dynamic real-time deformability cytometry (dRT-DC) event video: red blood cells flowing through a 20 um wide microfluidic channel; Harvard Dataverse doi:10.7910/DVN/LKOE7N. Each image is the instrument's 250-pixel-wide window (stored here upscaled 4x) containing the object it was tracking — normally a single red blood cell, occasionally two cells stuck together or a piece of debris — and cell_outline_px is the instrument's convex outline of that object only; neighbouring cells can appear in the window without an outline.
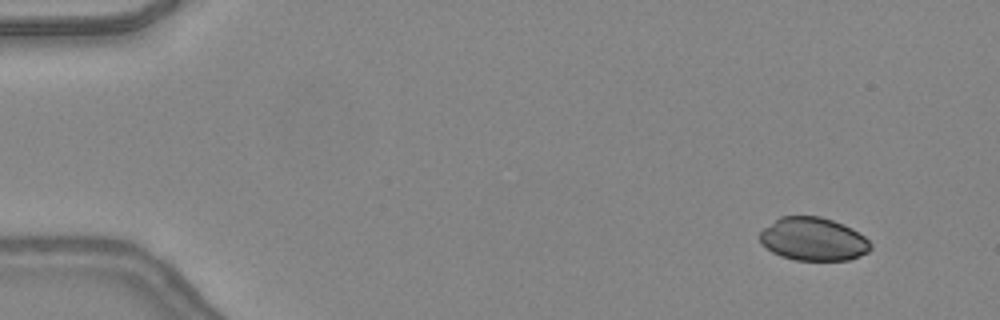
{"species": "common noctule bat (a hibernating species)", "species_latin": "Nyctalus noctula", "temperature_condition": "warm", "stored_images_in_passage": 48, "camera_frame_rate_fps": 3000, "um_per_image_px": 0.085, "animal": {"sex": "female", "body_mass_g": 24.6, "forearm_length_mm": 56.2}, "frame": {"image": 1, "passage_image": 5, "time_ms": 1.333, "image_size_px": [1000, 320], "cell_outline_px": [[872, 248], [868, 252], [860, 256], [848, 260], [796, 260], [780, 256], [772, 252], [760, 240], [760, 232], [764, 228], [780, 216], [820, 216], [832, 220], [852, 228], [864, 236], [872, 244]], "centroid_in_image_um": [69.15, 20.33], "position_along_channel_um": 15.8, "area_um2": 27.8}}
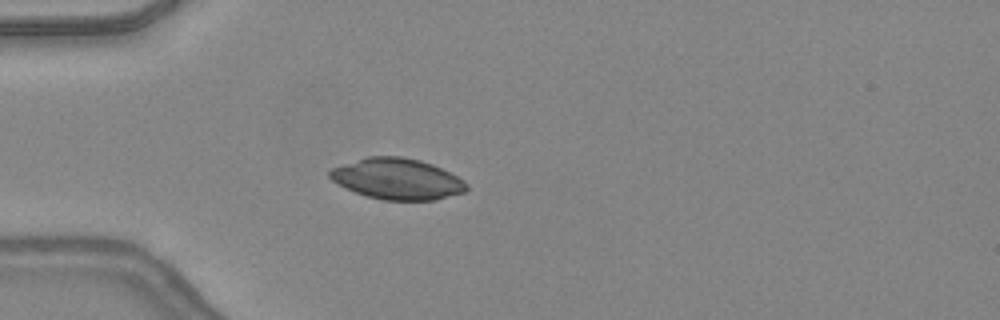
{"frame": {"image": 2, "passage_image": 15, "time_ms": 4.667, "image_size_px": [1000, 320], "cell_outline_px": [[468, 188], [464, 192], [436, 200], [384, 200], [368, 196], [356, 192], [332, 180], [328, 176], [328, 172], [332, 168], [368, 156], [400, 156], [420, 160], [432, 164], [464, 180], [468, 184]], "centroid_in_image_um": [33.79, 15.2], "position_along_channel_um": 51.2, "area_um2": 32.37}}
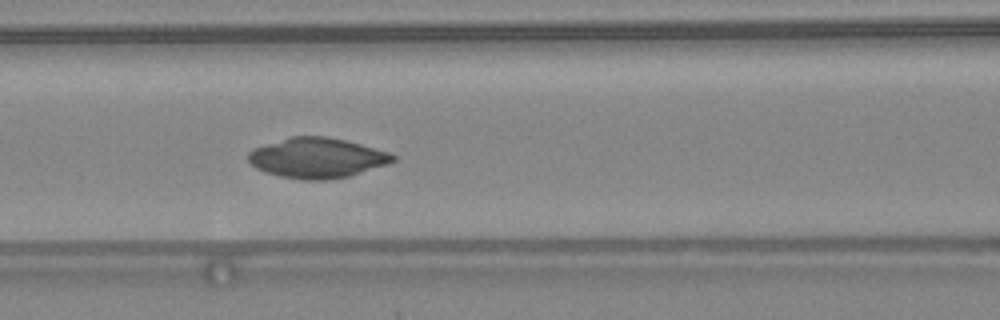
{"frame": {"image": 3, "passage_image": 22, "time_ms": 7.0, "image_size_px": [1000, 320], "cell_outline_px": [[396, 160], [388, 164], [352, 176], [324, 180], [300, 180], [280, 176], [264, 172], [256, 168], [248, 160], [248, 152], [252, 148], [292, 136], [324, 136], [344, 140], [360, 144], [388, 152], [396, 156]], "centroid_in_image_um": [26.94, 13.43], "position_along_channel_um": 139.7, "area_um2": 33.93}}